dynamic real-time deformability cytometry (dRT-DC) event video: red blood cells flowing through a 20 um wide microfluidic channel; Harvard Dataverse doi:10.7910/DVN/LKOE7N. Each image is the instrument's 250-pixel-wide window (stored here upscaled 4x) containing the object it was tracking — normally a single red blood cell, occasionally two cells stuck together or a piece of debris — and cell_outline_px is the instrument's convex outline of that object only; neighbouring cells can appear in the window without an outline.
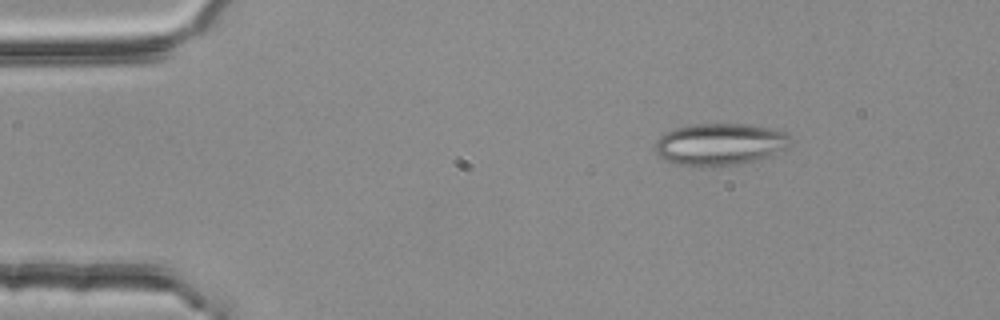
{"species": "common noctule bat (a hibernating species)", "species_latin": "Nyctalus noctula", "temperature_condition": "room temperature", "stored_images_in_passage": 5, "segment_of_instrument_passage": [1, 2], "camera_frame_rate_fps": 3000, "um_per_image_px": 0.085, "animal": {"sex": "female", "body_mass_g": 25.1}, "frame": {"image": 1, "passage_image": 2, "time_ms": 0.333, "image_size_px": [1000, 320], "cell_outline_px": [[788, 148], [772, 156], [756, 160], [716, 168], [712, 168], [676, 164], [664, 160], [656, 152], [656, 140], [664, 132], [676, 128], [692, 124], [748, 124], [768, 128], [784, 132], [788, 136]], "centroid_in_image_um": [61.16, 12.28], "position_along_channel_um": 23.8, "area_um2": 33.35}}